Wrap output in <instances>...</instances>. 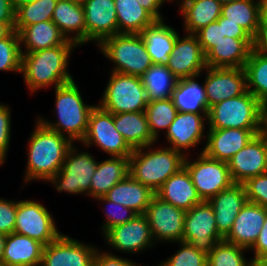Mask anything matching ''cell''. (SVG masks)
Listing matches in <instances>:
<instances>
[{
  "instance_id": "cell-53",
  "label": "cell",
  "mask_w": 267,
  "mask_h": 266,
  "mask_svg": "<svg viewBox=\"0 0 267 266\" xmlns=\"http://www.w3.org/2000/svg\"><path fill=\"white\" fill-rule=\"evenodd\" d=\"M156 20H164V16L159 11L165 0H137Z\"/></svg>"
},
{
  "instance_id": "cell-52",
  "label": "cell",
  "mask_w": 267,
  "mask_h": 266,
  "mask_svg": "<svg viewBox=\"0 0 267 266\" xmlns=\"http://www.w3.org/2000/svg\"><path fill=\"white\" fill-rule=\"evenodd\" d=\"M253 50L267 56V26H260L253 39Z\"/></svg>"
},
{
  "instance_id": "cell-20",
  "label": "cell",
  "mask_w": 267,
  "mask_h": 266,
  "mask_svg": "<svg viewBox=\"0 0 267 266\" xmlns=\"http://www.w3.org/2000/svg\"><path fill=\"white\" fill-rule=\"evenodd\" d=\"M263 129H208L207 141L201 152L207 157L223 162L229 160L244 148Z\"/></svg>"
},
{
  "instance_id": "cell-23",
  "label": "cell",
  "mask_w": 267,
  "mask_h": 266,
  "mask_svg": "<svg viewBox=\"0 0 267 266\" xmlns=\"http://www.w3.org/2000/svg\"><path fill=\"white\" fill-rule=\"evenodd\" d=\"M214 210L218 233L225 238L240 210L248 202L243 184L233 183L208 200Z\"/></svg>"
},
{
  "instance_id": "cell-49",
  "label": "cell",
  "mask_w": 267,
  "mask_h": 266,
  "mask_svg": "<svg viewBox=\"0 0 267 266\" xmlns=\"http://www.w3.org/2000/svg\"><path fill=\"white\" fill-rule=\"evenodd\" d=\"M127 258H122L111 251H101L97 249L93 266H141Z\"/></svg>"
},
{
  "instance_id": "cell-1",
  "label": "cell",
  "mask_w": 267,
  "mask_h": 266,
  "mask_svg": "<svg viewBox=\"0 0 267 266\" xmlns=\"http://www.w3.org/2000/svg\"><path fill=\"white\" fill-rule=\"evenodd\" d=\"M28 140L24 184L33 180L48 182L62 168L69 148L74 144L43 125L38 119Z\"/></svg>"
},
{
  "instance_id": "cell-43",
  "label": "cell",
  "mask_w": 267,
  "mask_h": 266,
  "mask_svg": "<svg viewBox=\"0 0 267 266\" xmlns=\"http://www.w3.org/2000/svg\"><path fill=\"white\" fill-rule=\"evenodd\" d=\"M180 246L171 257L160 262L157 266H207V254L199 251L190 243L177 242Z\"/></svg>"
},
{
  "instance_id": "cell-62",
  "label": "cell",
  "mask_w": 267,
  "mask_h": 266,
  "mask_svg": "<svg viewBox=\"0 0 267 266\" xmlns=\"http://www.w3.org/2000/svg\"><path fill=\"white\" fill-rule=\"evenodd\" d=\"M70 1L78 2L82 4L85 0H70Z\"/></svg>"
},
{
  "instance_id": "cell-48",
  "label": "cell",
  "mask_w": 267,
  "mask_h": 266,
  "mask_svg": "<svg viewBox=\"0 0 267 266\" xmlns=\"http://www.w3.org/2000/svg\"><path fill=\"white\" fill-rule=\"evenodd\" d=\"M195 35L198 37L204 54L225 37L222 31V24H219L218 21L211 22L199 30Z\"/></svg>"
},
{
  "instance_id": "cell-46",
  "label": "cell",
  "mask_w": 267,
  "mask_h": 266,
  "mask_svg": "<svg viewBox=\"0 0 267 266\" xmlns=\"http://www.w3.org/2000/svg\"><path fill=\"white\" fill-rule=\"evenodd\" d=\"M11 109L0 102V166L5 164L11 136Z\"/></svg>"
},
{
  "instance_id": "cell-8",
  "label": "cell",
  "mask_w": 267,
  "mask_h": 266,
  "mask_svg": "<svg viewBox=\"0 0 267 266\" xmlns=\"http://www.w3.org/2000/svg\"><path fill=\"white\" fill-rule=\"evenodd\" d=\"M93 154L81 151L73 144L65 157L62 168L48 182L58 192L86 194L91 197V180L97 168Z\"/></svg>"
},
{
  "instance_id": "cell-57",
  "label": "cell",
  "mask_w": 267,
  "mask_h": 266,
  "mask_svg": "<svg viewBox=\"0 0 267 266\" xmlns=\"http://www.w3.org/2000/svg\"><path fill=\"white\" fill-rule=\"evenodd\" d=\"M262 133L267 137V103L263 105V131Z\"/></svg>"
},
{
  "instance_id": "cell-61",
  "label": "cell",
  "mask_w": 267,
  "mask_h": 266,
  "mask_svg": "<svg viewBox=\"0 0 267 266\" xmlns=\"http://www.w3.org/2000/svg\"><path fill=\"white\" fill-rule=\"evenodd\" d=\"M258 266H267V257Z\"/></svg>"
},
{
  "instance_id": "cell-50",
  "label": "cell",
  "mask_w": 267,
  "mask_h": 266,
  "mask_svg": "<svg viewBox=\"0 0 267 266\" xmlns=\"http://www.w3.org/2000/svg\"><path fill=\"white\" fill-rule=\"evenodd\" d=\"M250 250H253L254 255L251 260L257 266L267 257V214L259 237Z\"/></svg>"
},
{
  "instance_id": "cell-35",
  "label": "cell",
  "mask_w": 267,
  "mask_h": 266,
  "mask_svg": "<svg viewBox=\"0 0 267 266\" xmlns=\"http://www.w3.org/2000/svg\"><path fill=\"white\" fill-rule=\"evenodd\" d=\"M198 77L178 80L172 100L179 112L208 113L204 84Z\"/></svg>"
},
{
  "instance_id": "cell-10",
  "label": "cell",
  "mask_w": 267,
  "mask_h": 266,
  "mask_svg": "<svg viewBox=\"0 0 267 266\" xmlns=\"http://www.w3.org/2000/svg\"><path fill=\"white\" fill-rule=\"evenodd\" d=\"M189 156L185 157L184 167L203 201H208L234 183L227 162L211 159L203 152L199 153L196 160L191 161Z\"/></svg>"
},
{
  "instance_id": "cell-12",
  "label": "cell",
  "mask_w": 267,
  "mask_h": 266,
  "mask_svg": "<svg viewBox=\"0 0 267 266\" xmlns=\"http://www.w3.org/2000/svg\"><path fill=\"white\" fill-rule=\"evenodd\" d=\"M224 238L218 233L214 210L208 201L186 211L182 241L207 255Z\"/></svg>"
},
{
  "instance_id": "cell-47",
  "label": "cell",
  "mask_w": 267,
  "mask_h": 266,
  "mask_svg": "<svg viewBox=\"0 0 267 266\" xmlns=\"http://www.w3.org/2000/svg\"><path fill=\"white\" fill-rule=\"evenodd\" d=\"M17 201L0 197V233L9 235L15 230Z\"/></svg>"
},
{
  "instance_id": "cell-5",
  "label": "cell",
  "mask_w": 267,
  "mask_h": 266,
  "mask_svg": "<svg viewBox=\"0 0 267 266\" xmlns=\"http://www.w3.org/2000/svg\"><path fill=\"white\" fill-rule=\"evenodd\" d=\"M97 48L111 60V72L142 76L152 65L140 34L118 33L103 39Z\"/></svg>"
},
{
  "instance_id": "cell-29",
  "label": "cell",
  "mask_w": 267,
  "mask_h": 266,
  "mask_svg": "<svg viewBox=\"0 0 267 266\" xmlns=\"http://www.w3.org/2000/svg\"><path fill=\"white\" fill-rule=\"evenodd\" d=\"M155 192L135 180L130 174L115 184L104 197L116 204L132 209L137 214H144Z\"/></svg>"
},
{
  "instance_id": "cell-55",
  "label": "cell",
  "mask_w": 267,
  "mask_h": 266,
  "mask_svg": "<svg viewBox=\"0 0 267 266\" xmlns=\"http://www.w3.org/2000/svg\"><path fill=\"white\" fill-rule=\"evenodd\" d=\"M15 22H0V40L10 36L15 30Z\"/></svg>"
},
{
  "instance_id": "cell-40",
  "label": "cell",
  "mask_w": 267,
  "mask_h": 266,
  "mask_svg": "<svg viewBox=\"0 0 267 266\" xmlns=\"http://www.w3.org/2000/svg\"><path fill=\"white\" fill-rule=\"evenodd\" d=\"M56 3L57 0H36L17 8L14 30L19 32L26 26L52 20Z\"/></svg>"
},
{
  "instance_id": "cell-42",
  "label": "cell",
  "mask_w": 267,
  "mask_h": 266,
  "mask_svg": "<svg viewBox=\"0 0 267 266\" xmlns=\"http://www.w3.org/2000/svg\"><path fill=\"white\" fill-rule=\"evenodd\" d=\"M22 53L17 31L0 40V71L21 74Z\"/></svg>"
},
{
  "instance_id": "cell-32",
  "label": "cell",
  "mask_w": 267,
  "mask_h": 266,
  "mask_svg": "<svg viewBox=\"0 0 267 266\" xmlns=\"http://www.w3.org/2000/svg\"><path fill=\"white\" fill-rule=\"evenodd\" d=\"M114 125L133 150L157 142L150 133L145 111L114 114Z\"/></svg>"
},
{
  "instance_id": "cell-15",
  "label": "cell",
  "mask_w": 267,
  "mask_h": 266,
  "mask_svg": "<svg viewBox=\"0 0 267 266\" xmlns=\"http://www.w3.org/2000/svg\"><path fill=\"white\" fill-rule=\"evenodd\" d=\"M203 81L207 101V109L226 99L246 93L247 77L244 68H212L206 67Z\"/></svg>"
},
{
  "instance_id": "cell-7",
  "label": "cell",
  "mask_w": 267,
  "mask_h": 266,
  "mask_svg": "<svg viewBox=\"0 0 267 266\" xmlns=\"http://www.w3.org/2000/svg\"><path fill=\"white\" fill-rule=\"evenodd\" d=\"M110 73L98 105L112 114L145 111L149 101L141 77Z\"/></svg>"
},
{
  "instance_id": "cell-6",
  "label": "cell",
  "mask_w": 267,
  "mask_h": 266,
  "mask_svg": "<svg viewBox=\"0 0 267 266\" xmlns=\"http://www.w3.org/2000/svg\"><path fill=\"white\" fill-rule=\"evenodd\" d=\"M209 129H263V104L249 91L211 106Z\"/></svg>"
},
{
  "instance_id": "cell-24",
  "label": "cell",
  "mask_w": 267,
  "mask_h": 266,
  "mask_svg": "<svg viewBox=\"0 0 267 266\" xmlns=\"http://www.w3.org/2000/svg\"><path fill=\"white\" fill-rule=\"evenodd\" d=\"M253 49V38H232L225 36L206 54L207 67L244 68Z\"/></svg>"
},
{
  "instance_id": "cell-34",
  "label": "cell",
  "mask_w": 267,
  "mask_h": 266,
  "mask_svg": "<svg viewBox=\"0 0 267 266\" xmlns=\"http://www.w3.org/2000/svg\"><path fill=\"white\" fill-rule=\"evenodd\" d=\"M118 33L140 34L156 19L137 0H114Z\"/></svg>"
},
{
  "instance_id": "cell-19",
  "label": "cell",
  "mask_w": 267,
  "mask_h": 266,
  "mask_svg": "<svg viewBox=\"0 0 267 266\" xmlns=\"http://www.w3.org/2000/svg\"><path fill=\"white\" fill-rule=\"evenodd\" d=\"M234 183L243 184L248 179L267 173V137L260 133L228 162Z\"/></svg>"
},
{
  "instance_id": "cell-56",
  "label": "cell",
  "mask_w": 267,
  "mask_h": 266,
  "mask_svg": "<svg viewBox=\"0 0 267 266\" xmlns=\"http://www.w3.org/2000/svg\"><path fill=\"white\" fill-rule=\"evenodd\" d=\"M260 2V26H267V0H259Z\"/></svg>"
},
{
  "instance_id": "cell-45",
  "label": "cell",
  "mask_w": 267,
  "mask_h": 266,
  "mask_svg": "<svg viewBox=\"0 0 267 266\" xmlns=\"http://www.w3.org/2000/svg\"><path fill=\"white\" fill-rule=\"evenodd\" d=\"M247 201L267 209V173L254 176L243 183Z\"/></svg>"
},
{
  "instance_id": "cell-13",
  "label": "cell",
  "mask_w": 267,
  "mask_h": 266,
  "mask_svg": "<svg viewBox=\"0 0 267 266\" xmlns=\"http://www.w3.org/2000/svg\"><path fill=\"white\" fill-rule=\"evenodd\" d=\"M186 211L161 200L152 198L144 215L146 216L155 243L182 241Z\"/></svg>"
},
{
  "instance_id": "cell-14",
  "label": "cell",
  "mask_w": 267,
  "mask_h": 266,
  "mask_svg": "<svg viewBox=\"0 0 267 266\" xmlns=\"http://www.w3.org/2000/svg\"><path fill=\"white\" fill-rule=\"evenodd\" d=\"M103 235L107 246L121 253L138 254L157 245L144 214H137L128 222L113 226Z\"/></svg>"
},
{
  "instance_id": "cell-58",
  "label": "cell",
  "mask_w": 267,
  "mask_h": 266,
  "mask_svg": "<svg viewBox=\"0 0 267 266\" xmlns=\"http://www.w3.org/2000/svg\"><path fill=\"white\" fill-rule=\"evenodd\" d=\"M5 242H6V235L0 233V266H2V257H3Z\"/></svg>"
},
{
  "instance_id": "cell-37",
  "label": "cell",
  "mask_w": 267,
  "mask_h": 266,
  "mask_svg": "<svg viewBox=\"0 0 267 266\" xmlns=\"http://www.w3.org/2000/svg\"><path fill=\"white\" fill-rule=\"evenodd\" d=\"M148 101L172 97L178 79L163 65L153 64L142 76Z\"/></svg>"
},
{
  "instance_id": "cell-63",
  "label": "cell",
  "mask_w": 267,
  "mask_h": 266,
  "mask_svg": "<svg viewBox=\"0 0 267 266\" xmlns=\"http://www.w3.org/2000/svg\"><path fill=\"white\" fill-rule=\"evenodd\" d=\"M165 1L170 3V1L172 2V1H175V0H165Z\"/></svg>"
},
{
  "instance_id": "cell-17",
  "label": "cell",
  "mask_w": 267,
  "mask_h": 266,
  "mask_svg": "<svg viewBox=\"0 0 267 266\" xmlns=\"http://www.w3.org/2000/svg\"><path fill=\"white\" fill-rule=\"evenodd\" d=\"M178 79L200 77L205 70V54L195 34L177 36L169 62L166 66Z\"/></svg>"
},
{
  "instance_id": "cell-54",
  "label": "cell",
  "mask_w": 267,
  "mask_h": 266,
  "mask_svg": "<svg viewBox=\"0 0 267 266\" xmlns=\"http://www.w3.org/2000/svg\"><path fill=\"white\" fill-rule=\"evenodd\" d=\"M15 12L12 0H0V22H15Z\"/></svg>"
},
{
  "instance_id": "cell-60",
  "label": "cell",
  "mask_w": 267,
  "mask_h": 266,
  "mask_svg": "<svg viewBox=\"0 0 267 266\" xmlns=\"http://www.w3.org/2000/svg\"><path fill=\"white\" fill-rule=\"evenodd\" d=\"M219 1L221 4H226V3H230V2H234V1H239V0H217Z\"/></svg>"
},
{
  "instance_id": "cell-31",
  "label": "cell",
  "mask_w": 267,
  "mask_h": 266,
  "mask_svg": "<svg viewBox=\"0 0 267 266\" xmlns=\"http://www.w3.org/2000/svg\"><path fill=\"white\" fill-rule=\"evenodd\" d=\"M178 6L187 34H196L211 22L217 21L222 10V4L217 0H185Z\"/></svg>"
},
{
  "instance_id": "cell-26",
  "label": "cell",
  "mask_w": 267,
  "mask_h": 266,
  "mask_svg": "<svg viewBox=\"0 0 267 266\" xmlns=\"http://www.w3.org/2000/svg\"><path fill=\"white\" fill-rule=\"evenodd\" d=\"M18 35L21 52L40 51L59 45H76L67 40L52 20L26 26L18 32Z\"/></svg>"
},
{
  "instance_id": "cell-21",
  "label": "cell",
  "mask_w": 267,
  "mask_h": 266,
  "mask_svg": "<svg viewBox=\"0 0 267 266\" xmlns=\"http://www.w3.org/2000/svg\"><path fill=\"white\" fill-rule=\"evenodd\" d=\"M86 43L98 45L103 39L118 34L117 13L114 0H85L82 3Z\"/></svg>"
},
{
  "instance_id": "cell-4",
  "label": "cell",
  "mask_w": 267,
  "mask_h": 266,
  "mask_svg": "<svg viewBox=\"0 0 267 266\" xmlns=\"http://www.w3.org/2000/svg\"><path fill=\"white\" fill-rule=\"evenodd\" d=\"M147 145L134 149L129 157V174L155 193L164 182L184 167L185 156L172 148Z\"/></svg>"
},
{
  "instance_id": "cell-9",
  "label": "cell",
  "mask_w": 267,
  "mask_h": 266,
  "mask_svg": "<svg viewBox=\"0 0 267 266\" xmlns=\"http://www.w3.org/2000/svg\"><path fill=\"white\" fill-rule=\"evenodd\" d=\"M81 143L86 147L95 145L109 157H130L133 153V149L115 128L114 114L98 104L89 115L87 131Z\"/></svg>"
},
{
  "instance_id": "cell-33",
  "label": "cell",
  "mask_w": 267,
  "mask_h": 266,
  "mask_svg": "<svg viewBox=\"0 0 267 266\" xmlns=\"http://www.w3.org/2000/svg\"><path fill=\"white\" fill-rule=\"evenodd\" d=\"M129 157H111L97 163L91 180V197L104 196L115 184L129 175Z\"/></svg>"
},
{
  "instance_id": "cell-16",
  "label": "cell",
  "mask_w": 267,
  "mask_h": 266,
  "mask_svg": "<svg viewBox=\"0 0 267 266\" xmlns=\"http://www.w3.org/2000/svg\"><path fill=\"white\" fill-rule=\"evenodd\" d=\"M98 247L61 234L44 246L40 266H93Z\"/></svg>"
},
{
  "instance_id": "cell-25",
  "label": "cell",
  "mask_w": 267,
  "mask_h": 266,
  "mask_svg": "<svg viewBox=\"0 0 267 266\" xmlns=\"http://www.w3.org/2000/svg\"><path fill=\"white\" fill-rule=\"evenodd\" d=\"M155 194L161 200L184 211H189L194 205L203 202L185 167L170 176Z\"/></svg>"
},
{
  "instance_id": "cell-11",
  "label": "cell",
  "mask_w": 267,
  "mask_h": 266,
  "mask_svg": "<svg viewBox=\"0 0 267 266\" xmlns=\"http://www.w3.org/2000/svg\"><path fill=\"white\" fill-rule=\"evenodd\" d=\"M14 232L35 239L44 245L52 243L62 234L44 204L34 200L17 201Z\"/></svg>"
},
{
  "instance_id": "cell-41",
  "label": "cell",
  "mask_w": 267,
  "mask_h": 266,
  "mask_svg": "<svg viewBox=\"0 0 267 266\" xmlns=\"http://www.w3.org/2000/svg\"><path fill=\"white\" fill-rule=\"evenodd\" d=\"M246 251L243 247L222 240L207 255V266H257L251 259L245 258Z\"/></svg>"
},
{
  "instance_id": "cell-39",
  "label": "cell",
  "mask_w": 267,
  "mask_h": 266,
  "mask_svg": "<svg viewBox=\"0 0 267 266\" xmlns=\"http://www.w3.org/2000/svg\"><path fill=\"white\" fill-rule=\"evenodd\" d=\"M178 112L172 97L148 102L145 113L147 115L150 133L156 141L159 140V132L162 129L167 131Z\"/></svg>"
},
{
  "instance_id": "cell-59",
  "label": "cell",
  "mask_w": 267,
  "mask_h": 266,
  "mask_svg": "<svg viewBox=\"0 0 267 266\" xmlns=\"http://www.w3.org/2000/svg\"><path fill=\"white\" fill-rule=\"evenodd\" d=\"M36 0H12L14 9L16 10L17 8L21 7L22 5L32 3Z\"/></svg>"
},
{
  "instance_id": "cell-27",
  "label": "cell",
  "mask_w": 267,
  "mask_h": 266,
  "mask_svg": "<svg viewBox=\"0 0 267 266\" xmlns=\"http://www.w3.org/2000/svg\"><path fill=\"white\" fill-rule=\"evenodd\" d=\"M44 246L15 232L6 235L2 266H40Z\"/></svg>"
},
{
  "instance_id": "cell-22",
  "label": "cell",
  "mask_w": 267,
  "mask_h": 266,
  "mask_svg": "<svg viewBox=\"0 0 267 266\" xmlns=\"http://www.w3.org/2000/svg\"><path fill=\"white\" fill-rule=\"evenodd\" d=\"M267 209L259 204L247 202L240 210L225 241L250 251L259 237L266 219Z\"/></svg>"
},
{
  "instance_id": "cell-2",
  "label": "cell",
  "mask_w": 267,
  "mask_h": 266,
  "mask_svg": "<svg viewBox=\"0 0 267 266\" xmlns=\"http://www.w3.org/2000/svg\"><path fill=\"white\" fill-rule=\"evenodd\" d=\"M77 45L57 47L34 52H21V74L30 93L48 87H59L74 81L68 72L70 56Z\"/></svg>"
},
{
  "instance_id": "cell-36",
  "label": "cell",
  "mask_w": 267,
  "mask_h": 266,
  "mask_svg": "<svg viewBox=\"0 0 267 266\" xmlns=\"http://www.w3.org/2000/svg\"><path fill=\"white\" fill-rule=\"evenodd\" d=\"M221 17L239 24L253 39L261 25L259 0H239L222 4Z\"/></svg>"
},
{
  "instance_id": "cell-18",
  "label": "cell",
  "mask_w": 267,
  "mask_h": 266,
  "mask_svg": "<svg viewBox=\"0 0 267 266\" xmlns=\"http://www.w3.org/2000/svg\"><path fill=\"white\" fill-rule=\"evenodd\" d=\"M208 113L178 112L174 121L165 131L166 147L182 153L185 157L187 151L195 148L207 135L205 123ZM205 133V134H204Z\"/></svg>"
},
{
  "instance_id": "cell-44",
  "label": "cell",
  "mask_w": 267,
  "mask_h": 266,
  "mask_svg": "<svg viewBox=\"0 0 267 266\" xmlns=\"http://www.w3.org/2000/svg\"><path fill=\"white\" fill-rule=\"evenodd\" d=\"M96 200L97 202L99 201L101 204H105L106 207H110V209H106V207L103 209L104 211L106 210L105 220L103 221L104 223L102 224L101 228L103 234L113 226L124 224L137 215V213L134 212L132 209L124 207L123 205L116 204L106 199L104 196L98 197L96 198Z\"/></svg>"
},
{
  "instance_id": "cell-30",
  "label": "cell",
  "mask_w": 267,
  "mask_h": 266,
  "mask_svg": "<svg viewBox=\"0 0 267 266\" xmlns=\"http://www.w3.org/2000/svg\"><path fill=\"white\" fill-rule=\"evenodd\" d=\"M178 35L164 20H156L140 33L153 64L167 66Z\"/></svg>"
},
{
  "instance_id": "cell-28",
  "label": "cell",
  "mask_w": 267,
  "mask_h": 266,
  "mask_svg": "<svg viewBox=\"0 0 267 266\" xmlns=\"http://www.w3.org/2000/svg\"><path fill=\"white\" fill-rule=\"evenodd\" d=\"M52 21L67 40L74 42L77 46L86 43L85 14L81 3L57 0Z\"/></svg>"
},
{
  "instance_id": "cell-3",
  "label": "cell",
  "mask_w": 267,
  "mask_h": 266,
  "mask_svg": "<svg viewBox=\"0 0 267 266\" xmlns=\"http://www.w3.org/2000/svg\"><path fill=\"white\" fill-rule=\"evenodd\" d=\"M75 81L54 88L55 110L57 119L48 121L40 115L36 117L47 128L69 138L73 143L81 142L86 134L89 115L94 105H87L82 98L81 90Z\"/></svg>"
},
{
  "instance_id": "cell-51",
  "label": "cell",
  "mask_w": 267,
  "mask_h": 266,
  "mask_svg": "<svg viewBox=\"0 0 267 266\" xmlns=\"http://www.w3.org/2000/svg\"><path fill=\"white\" fill-rule=\"evenodd\" d=\"M217 21L219 24H222L224 36L232 38H252L239 24L226 21L225 17L220 16Z\"/></svg>"
},
{
  "instance_id": "cell-38",
  "label": "cell",
  "mask_w": 267,
  "mask_h": 266,
  "mask_svg": "<svg viewBox=\"0 0 267 266\" xmlns=\"http://www.w3.org/2000/svg\"><path fill=\"white\" fill-rule=\"evenodd\" d=\"M247 90L263 105L267 103V56L251 50L245 64Z\"/></svg>"
}]
</instances>
